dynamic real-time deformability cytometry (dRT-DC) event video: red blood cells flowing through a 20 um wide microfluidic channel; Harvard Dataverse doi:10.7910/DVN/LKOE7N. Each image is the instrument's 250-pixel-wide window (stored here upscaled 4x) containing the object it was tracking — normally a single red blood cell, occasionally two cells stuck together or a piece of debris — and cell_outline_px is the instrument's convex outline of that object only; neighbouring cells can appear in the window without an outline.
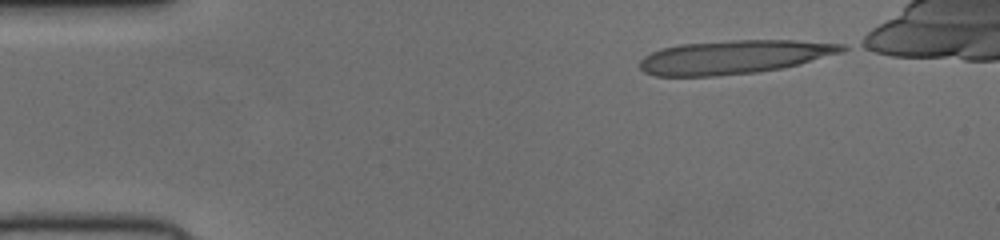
{"species": "human", "species_latin": "Homo sapiens", "temperature_condition": "cold", "stored_images_in_passage": 42, "camera_frame_rate_fps": 3000, "um_per_image_px": 0.085, "donor": {"sex": "female"}, "frame": {"image": 1, "passage_image": 1, "time_ms": 0.0, "image_size_px": [1000, 240], "cell_outline_px": [[848, 48], [840, 52], [796, 64], [780, 68], [756, 72], [716, 76], [656, 76], [644, 72], [640, 68], [640, 60], [644, 56], [660, 48], [680, 44], [732, 40], [796, 40], [844, 44]], "centroid_in_image_um": [62.32, 4.84], "position_along_channel_um": 22.7, "area_um2": 39.36}}
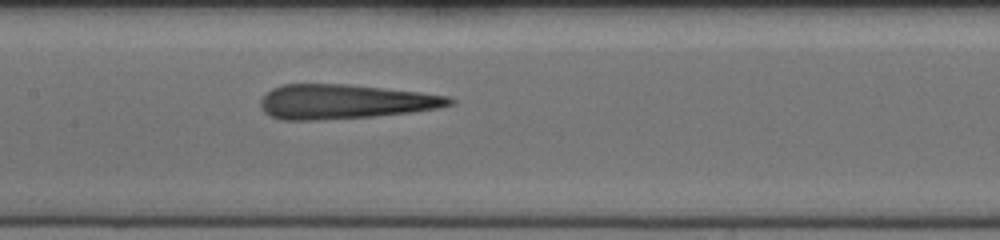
{"frame": {"image": 2, "passage_image": 19, "time_ms": 6.0, "image_size_px": [1000, 240], "cell_outline_px": [[456, 104], [440, 108], [412, 112], [372, 116], [316, 120], [284, 120], [272, 116], [264, 112], [260, 108], [260, 100], [272, 88], [284, 84], [348, 84], [420, 92], [448, 96], [456, 100]], "centroid_in_image_um": [29.34, 8.64], "position_along_channel_um": 178.1, "area_um2": 38.03}}
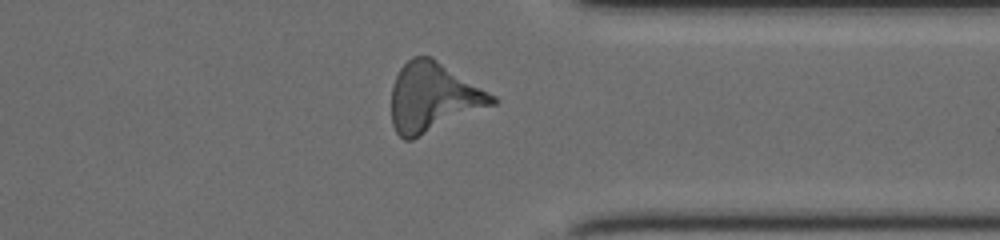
{"frame": {"image": 3, "passage_image": 34, "time_ms": 11.0, "image_size_px": [1000, 240], "cell_outline_px": [[500, 100], [496, 104], [412, 140], [404, 140], [396, 132], [392, 124], [392, 84], [400, 68], [412, 56], [432, 56], [496, 96]], "centroid_in_image_um": [36.83, 8.27], "position_along_channel_um": 374.6, "area_um2": 40.81}}